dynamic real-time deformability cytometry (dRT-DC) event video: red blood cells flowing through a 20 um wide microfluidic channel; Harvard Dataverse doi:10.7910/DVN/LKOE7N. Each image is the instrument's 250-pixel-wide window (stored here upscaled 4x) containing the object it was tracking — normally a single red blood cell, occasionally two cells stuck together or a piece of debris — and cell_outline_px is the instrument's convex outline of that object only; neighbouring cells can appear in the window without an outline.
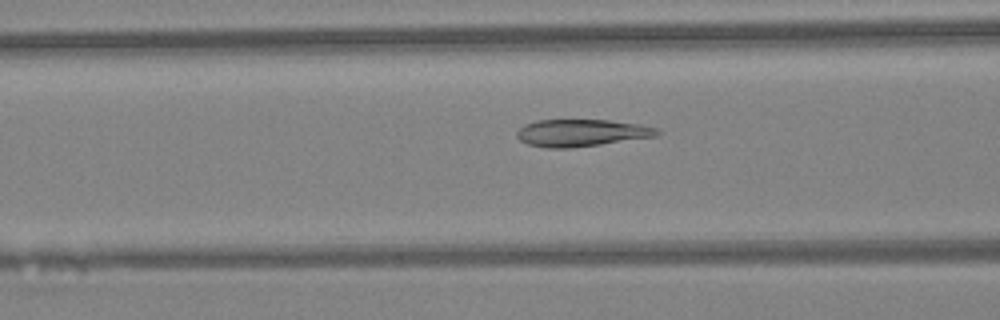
{"species": "Egyptian fruit bat (a non-hibernating species)", "species_latin": "Rousettus aegyptiacus", "temperature_condition": "warm", "stored_images_in_passage": 47, "camera_frame_rate_fps": 3000, "um_per_image_px": 0.085, "animal": {"sex": "female"}, "frame": {"image": 1, "passage_image": 19, "time_ms": 6.0, "image_size_px": [1000, 320], "cell_outline_px": [[664, 132], [656, 136], [572, 148], [548, 148], [528, 144], [520, 140], [516, 136], [516, 132], [524, 124], [536, 120], [608, 120], [640, 124], [656, 128]], "centroid_in_image_um": [49.42, 11.29], "position_along_channel_um": 117.2, "area_um2": 22.2}}
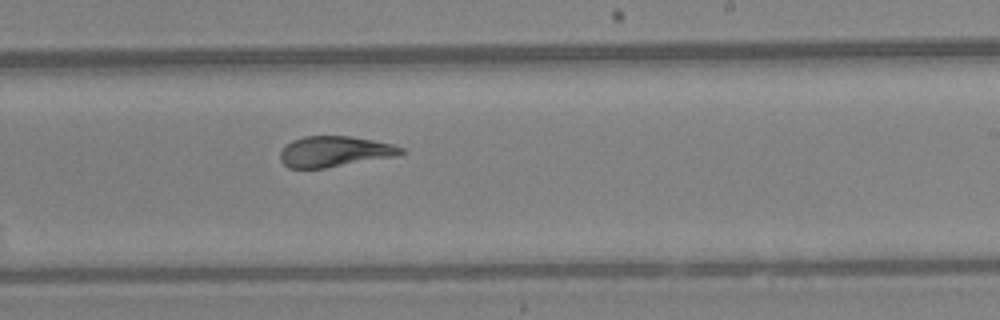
{"frame": {"image": 2, "passage_image": 29, "time_ms": 9.333, "image_size_px": [1000, 320], "cell_outline_px": [[404, 152], [396, 156], [324, 168], [288, 168], [280, 160], [280, 152], [292, 140], [304, 136], [352, 136], [392, 144], [404, 148]], "centroid_in_image_um": [28.43, 12.88], "position_along_channel_um": 260.6, "area_um2": 21.44}}
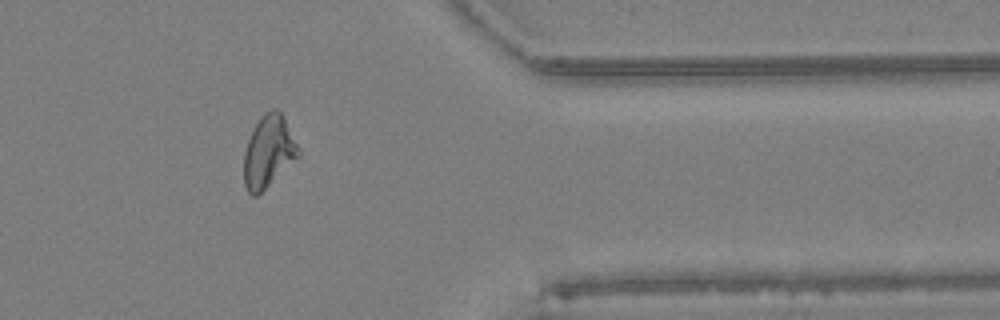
{"frame": {"image": 3, "passage_image": 39, "time_ms": 12.667, "image_size_px": [1000, 320], "cell_outline_px": [[300, 156], [256, 196], [252, 196], [248, 192], [244, 184], [244, 152], [248, 140], [260, 116], [264, 112], [272, 108], [276, 108], [280, 112], [300, 148]], "centroid_in_image_um": [22.82, 12.88], "position_along_channel_um": 388.6, "area_um2": 22.6}, "authors_computed_cell_mechanics": {"area_um2": 22.9466, "velocity_mm_per_s": 4.3288, "shape_relaxation_time_tau1_ms": 10.3051, "shape_relaxation_time_tau2_ms": 1.6439, "deformation_change_tau1": 0.2773, "deformation_change_tau2": 0.0697}}